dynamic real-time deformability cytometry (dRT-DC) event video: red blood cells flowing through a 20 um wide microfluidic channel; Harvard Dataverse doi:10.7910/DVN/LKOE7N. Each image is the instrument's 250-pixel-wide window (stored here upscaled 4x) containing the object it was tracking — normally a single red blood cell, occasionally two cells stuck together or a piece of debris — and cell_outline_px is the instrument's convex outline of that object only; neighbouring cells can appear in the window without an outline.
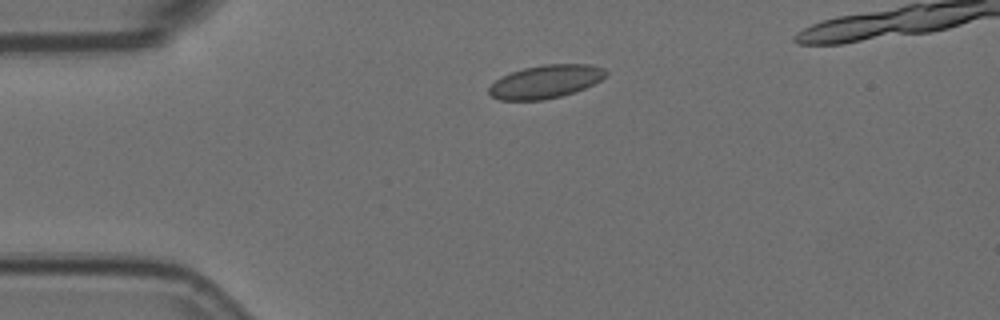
{"species": "Egyptian fruit bat (a non-hibernating species)", "species_latin": "Rousettus aegyptiacus", "temperature_condition": "room temperature", "stored_images_in_passage": 3, "camera_frame_rate_fps": 3000, "um_per_image_px": 0.085, "animal": {"sex": "female"}, "frame": {"image": 1, "passage_image": 2, "time_ms": 0.333, "image_size_px": [1000, 320], "cell_outline_px": [[608, 76], [576, 92], [544, 100], [500, 100], [492, 96], [488, 92], [488, 88], [500, 76], [524, 68], [544, 64], [588, 64], [604, 68], [608, 72]], "centroid_in_image_um": [46.39, 6.93], "position_along_channel_um": 38.6, "area_um2": 22.66}}